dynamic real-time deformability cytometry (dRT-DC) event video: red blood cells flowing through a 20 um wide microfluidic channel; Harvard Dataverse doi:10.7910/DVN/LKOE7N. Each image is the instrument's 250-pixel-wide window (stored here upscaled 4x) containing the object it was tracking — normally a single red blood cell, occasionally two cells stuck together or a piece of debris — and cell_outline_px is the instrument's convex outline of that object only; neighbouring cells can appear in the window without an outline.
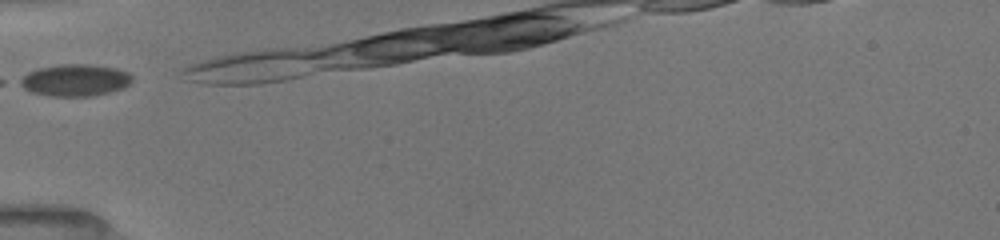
{"species": "common noctule bat (a hibernating species)", "species_latin": "Nyctalus noctula", "temperature_condition": "room temperature", "stored_images_in_passage": 3, "camera_frame_rate_fps": 3000, "um_per_image_px": 0.085, "animal": {"sex": "female", "body_mass_g": 19.5, "forearm_length_mm": 54.1}, "frame": {"image": 1, "passage_image": 1, "time_ms": 0.0, "image_size_px": [1000, 240], "cell_outline_px": [[132, 80], [124, 88], [112, 92], [92, 96], [48, 96], [32, 92], [16, 84], [16, 80], [28, 72], [40, 68], [60, 64], [88, 64], [116, 68], [128, 72], [132, 76]], "centroid_in_image_um": [6.35, 6.82], "position_along_channel_um": 78.6, "area_um2": 21.1}}